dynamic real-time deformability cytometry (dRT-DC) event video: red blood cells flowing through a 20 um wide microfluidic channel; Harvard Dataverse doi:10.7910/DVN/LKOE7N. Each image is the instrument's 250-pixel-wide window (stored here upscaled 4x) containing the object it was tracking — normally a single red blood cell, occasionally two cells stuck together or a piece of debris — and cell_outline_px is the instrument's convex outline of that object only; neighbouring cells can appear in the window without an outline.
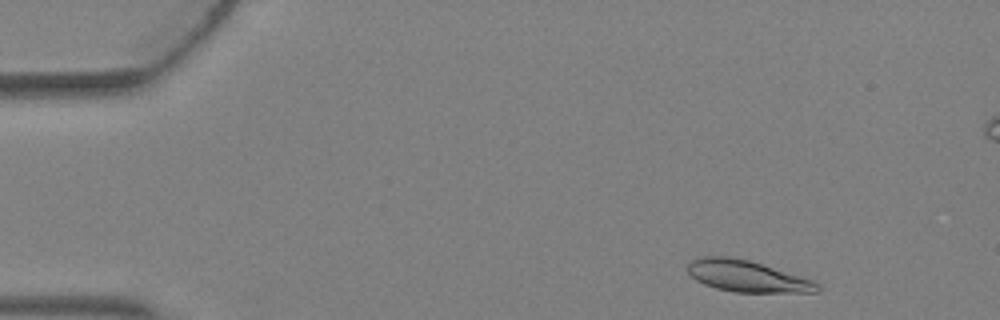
{"species": "Egyptian fruit bat (a non-hibernating species)", "species_latin": "Rousettus aegyptiacus", "temperature_condition": "warm", "stored_images_in_passage": 4, "camera_frame_rate_fps": 3000, "um_per_image_px": 0.085, "animal": {"sex": "female"}, "frame": {"image": 1, "passage_image": 1, "time_ms": 0.0, "image_size_px": [1000, 320], "cell_outline_px": [[820, 292], [732, 292], [716, 288], [704, 284], [696, 280], [688, 272], [688, 264], [696, 256], [728, 256], [748, 260], [812, 280], [820, 284]], "centroid_in_image_um": [63.47, 23.47], "position_along_channel_um": 21.5, "area_um2": 23.58}}